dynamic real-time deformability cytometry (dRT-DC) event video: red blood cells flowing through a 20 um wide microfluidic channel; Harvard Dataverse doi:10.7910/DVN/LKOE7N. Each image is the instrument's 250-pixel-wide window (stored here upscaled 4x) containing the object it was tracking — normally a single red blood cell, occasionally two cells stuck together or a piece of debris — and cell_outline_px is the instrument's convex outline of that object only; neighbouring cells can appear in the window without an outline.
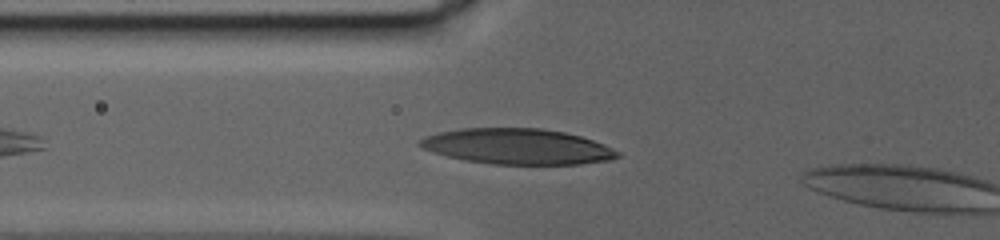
{"species": "human", "species_latin": "Homo sapiens", "temperature_condition": "warm", "stored_images_in_passage": 14, "camera_frame_rate_fps": 3000, "um_per_image_px": 0.085, "donor": {"sex": "female"}, "frame": {"image": 1, "passage_image": 12, "time_ms": 3.667, "image_size_px": [1000, 240], "cell_outline_px": [[620, 156], [608, 160], [580, 164], [492, 164], [464, 160], [448, 156], [420, 148], [416, 144], [424, 136], [436, 132], [460, 128], [540, 128], [564, 132], [580, 136], [592, 140], [612, 148], [620, 152]], "centroid_in_image_um": [43.92, 12.44], "position_along_channel_um": 81.9, "area_um2": 41.04}}